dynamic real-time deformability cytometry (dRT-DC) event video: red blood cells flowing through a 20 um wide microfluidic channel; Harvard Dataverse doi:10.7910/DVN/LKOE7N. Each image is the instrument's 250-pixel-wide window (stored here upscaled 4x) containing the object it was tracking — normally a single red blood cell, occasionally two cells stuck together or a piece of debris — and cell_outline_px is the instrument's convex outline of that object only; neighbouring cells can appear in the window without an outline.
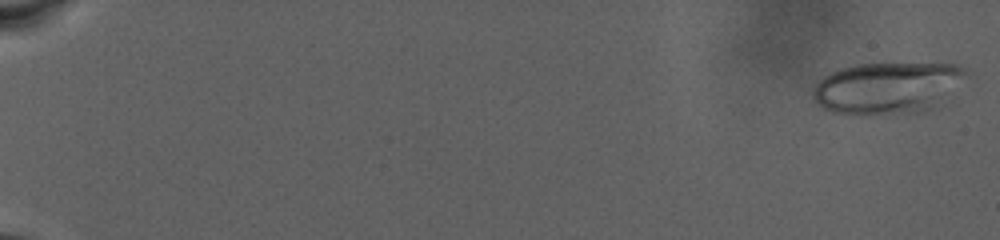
{"species": "human", "species_latin": "Homo sapiens", "temperature_condition": "warm", "stored_images_in_passage": 93, "camera_frame_rate_fps": 3000, "um_per_image_px": 0.085, "donor": {"sex": "male"}, "frame": {"image": 1, "passage_image": 2, "time_ms": 0.333, "image_size_px": [1000, 240], "cell_outline_px": [[968, 68], [940, 108], [924, 112], [864, 116], [848, 116], [832, 112], [824, 108], [812, 96], [812, 88], [824, 76], [840, 68], [856, 64], [956, 64]], "centroid_in_image_um": [75.4, 7.52], "position_along_channel_um": 9.6, "area_um2": 46.7}}
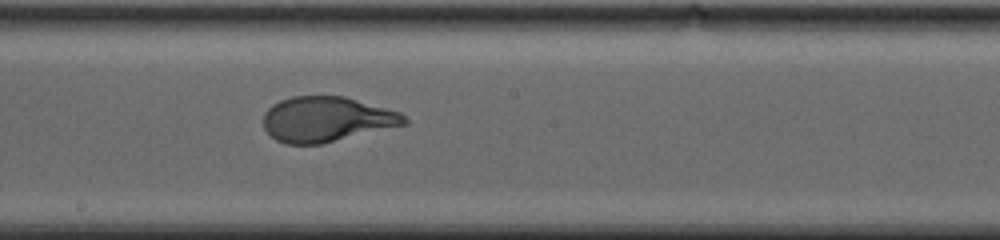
{"frame": {"image": 2, "passage_image": 57, "time_ms": 18.667, "image_size_px": [1000, 240], "cell_outline_px": [[408, 124], [320, 144], [284, 144], [276, 140], [264, 128], [264, 112], [272, 104], [280, 100], [292, 96], [344, 96], [400, 112], [408, 120]], "centroid_in_image_um": [27.75, 10.13], "position_along_channel_um": 220.5, "area_um2": 36.99}}
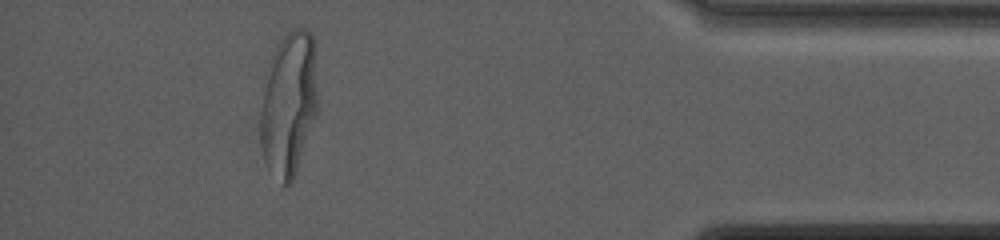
{"frame": {"image": 3, "passage_image": 86, "time_ms": 28.333, "image_size_px": [1000, 240], "cell_outline_px": [[316, 116], [296, 172], [292, 180], [288, 184], [284, 184], [264, 160], [260, 144], [260, 116], [264, 72], [280, 40], [288, 32], [296, 28], [304, 28], [312, 32], [316, 44]], "centroid_in_image_um": [24.54, 8.73], "position_along_channel_um": 410.7, "area_um2": 48.26}, "authors_computed_cell_mechanics": {"area_um2": 38.9572, "velocity_mm_per_s": 2.355, "shape_relaxation_time_tau1_ms": 7.4156, "shape_relaxation_time_tau2_ms": null, "deformation_change_tau1": 0.2629, "deformation_change_tau2": null}}